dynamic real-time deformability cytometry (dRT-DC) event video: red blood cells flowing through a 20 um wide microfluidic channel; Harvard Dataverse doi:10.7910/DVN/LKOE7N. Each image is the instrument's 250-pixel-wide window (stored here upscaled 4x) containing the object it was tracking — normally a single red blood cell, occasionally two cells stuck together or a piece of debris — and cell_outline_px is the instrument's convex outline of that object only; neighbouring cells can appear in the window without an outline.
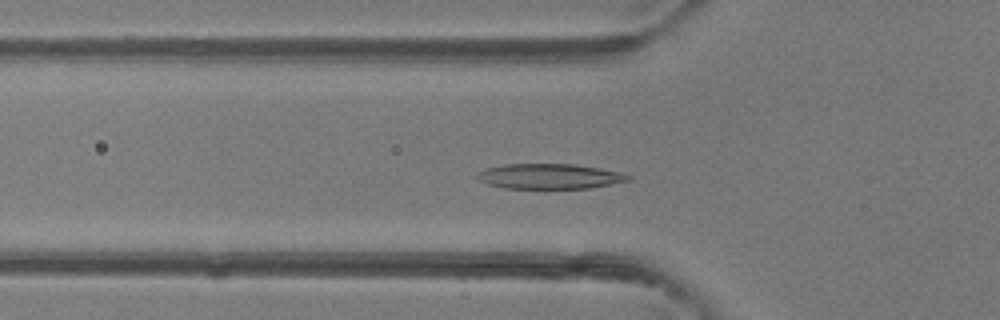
{"species": "common noctule bat (a hibernating species)", "species_latin": "Nyctalus noctula", "temperature_condition": "room temperature", "stored_images_in_passage": 46, "camera_frame_rate_fps": 3000, "um_per_image_px": 0.085, "animal": {"sex": "female"}, "frame": {"image": 1, "passage_image": 15, "time_ms": 4.667, "image_size_px": [1000, 320], "cell_outline_px": [[632, 180], [588, 188], [504, 188], [488, 184], [476, 180], [476, 172], [488, 168], [504, 164], [572, 164], [600, 168], [620, 172], [632, 176]], "centroid_in_image_um": [46.69, 14.98], "position_along_channel_um": 79.1, "area_um2": 22.14}}
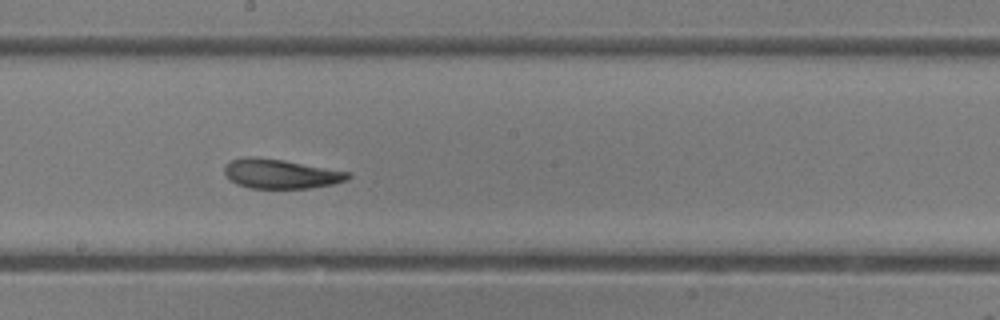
{"frame": {"image": 2, "passage_image": 25, "time_ms": 8.0, "image_size_px": [1000, 320], "cell_outline_px": [[352, 176], [348, 180], [332, 184], [312, 188], [248, 188], [236, 184], [224, 172], [224, 164], [232, 160], [244, 156], [252, 156], [284, 160], [352, 172]], "centroid_in_image_um": [23.88, 14.77], "position_along_channel_um": 224.3, "area_um2": 21.39}}
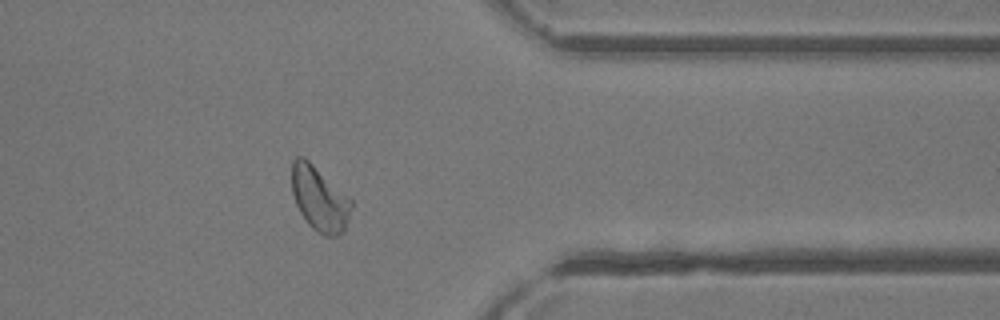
{"frame": {"image": 3, "passage_image": 37, "time_ms": 12.0, "image_size_px": [1000, 320], "cell_outline_px": [[352, 204], [348, 220], [344, 232], [336, 236], [324, 236], [312, 228], [308, 224], [300, 212], [296, 204], [292, 192], [292, 160], [296, 156], [304, 156], [348, 196], [352, 200]], "centroid_in_image_um": [27.15, 16.9], "position_along_channel_um": 384.3, "area_um2": 22.37}, "authors_computed_cell_mechanics": {"area_um2": 22.6865, "velocity_mm_per_s": 4.3388, "shape_relaxation_time_tau1_ms": 3.0404, "shape_relaxation_time_tau2_ms": 1.3345, "deformation_change_tau1": 0.1375, "deformation_change_tau2": 0.0778}}